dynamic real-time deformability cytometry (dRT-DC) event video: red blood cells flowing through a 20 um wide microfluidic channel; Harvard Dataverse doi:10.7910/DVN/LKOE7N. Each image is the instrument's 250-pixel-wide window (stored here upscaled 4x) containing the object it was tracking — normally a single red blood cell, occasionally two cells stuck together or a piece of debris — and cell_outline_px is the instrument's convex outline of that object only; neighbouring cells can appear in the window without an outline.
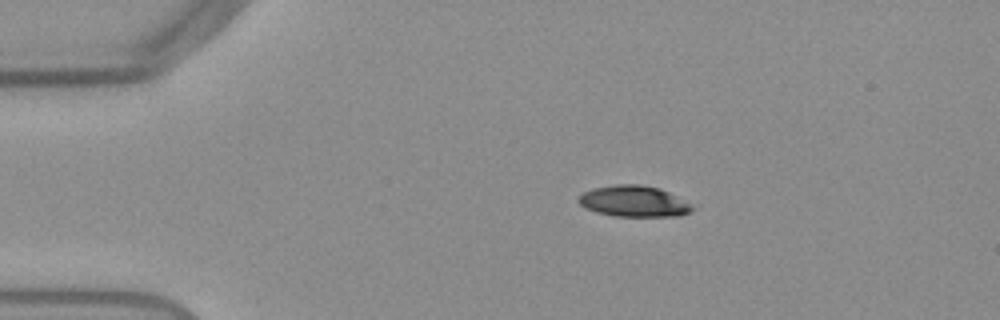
{"species": "Egyptian fruit bat (a non-hibernating species)", "species_latin": "Rousettus aegyptiacus", "temperature_condition": "warm", "stored_images_in_passage": 44, "camera_frame_rate_fps": 3000, "um_per_image_px": 0.085, "frame": {"image": 1, "passage_image": 1, "time_ms": 0.0, "image_size_px": [1000, 320], "cell_outline_px": [[696, 208], [692, 212], [680, 216], [612, 216], [596, 212], [584, 208], [576, 200], [584, 192], [596, 188], [616, 184], [640, 184], [660, 188], [676, 196]], "centroid_in_image_um": [53.88, 17.12], "position_along_channel_um": 31.1, "area_um2": 20.63}}
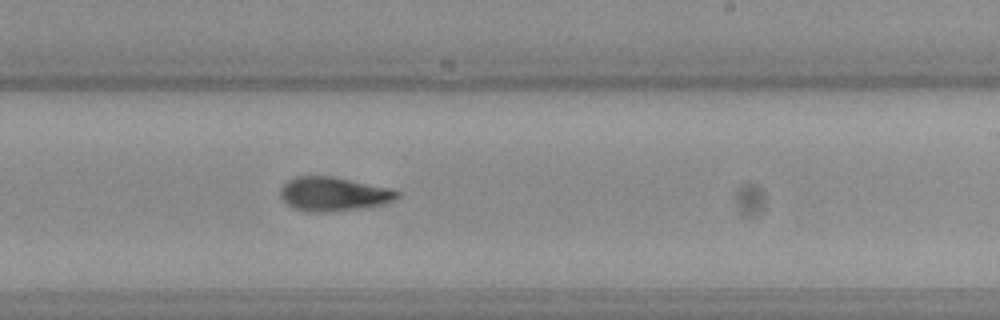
{"frame": {"image": 2, "passage_image": 23, "time_ms": 7.333, "image_size_px": [1000, 320], "cell_outline_px": [[400, 196], [384, 204], [364, 208], [336, 212], [304, 212], [292, 208], [280, 196], [280, 188], [288, 180], [296, 176], [332, 176], [392, 188], [400, 192]], "centroid_in_image_um": [28.35, 16.5], "position_along_channel_um": 260.6, "area_um2": 23.52}}
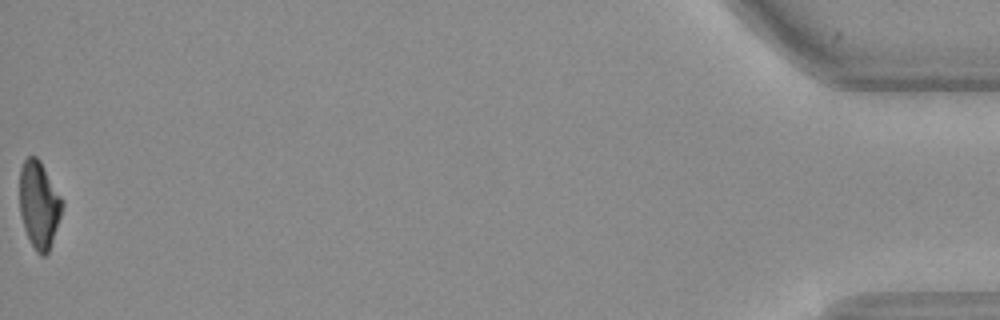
{"frame": {"image": 3, "passage_image": 44, "time_ms": 14.333, "image_size_px": [1000, 320], "cell_outline_px": [[64, 204], [48, 252], [44, 256], [40, 256], [36, 252], [24, 228], [20, 212], [20, 168], [24, 160], [28, 156], [36, 156], [40, 160], [64, 200]], "centroid_in_image_um": [3.32, 17.36], "position_along_channel_um": 431.9, "area_um2": 21.5}, "authors_computed_cell_mechanics": {"area_um2": 23.0333, "velocity_mm_per_s": 3.8606, "shape_relaxation_time_tau1_ms": 3.6013, "shape_relaxation_time_tau2_ms": 4.4939, "deformation_change_tau1": 0.1538, "deformation_change_tau2": 0.1137}}